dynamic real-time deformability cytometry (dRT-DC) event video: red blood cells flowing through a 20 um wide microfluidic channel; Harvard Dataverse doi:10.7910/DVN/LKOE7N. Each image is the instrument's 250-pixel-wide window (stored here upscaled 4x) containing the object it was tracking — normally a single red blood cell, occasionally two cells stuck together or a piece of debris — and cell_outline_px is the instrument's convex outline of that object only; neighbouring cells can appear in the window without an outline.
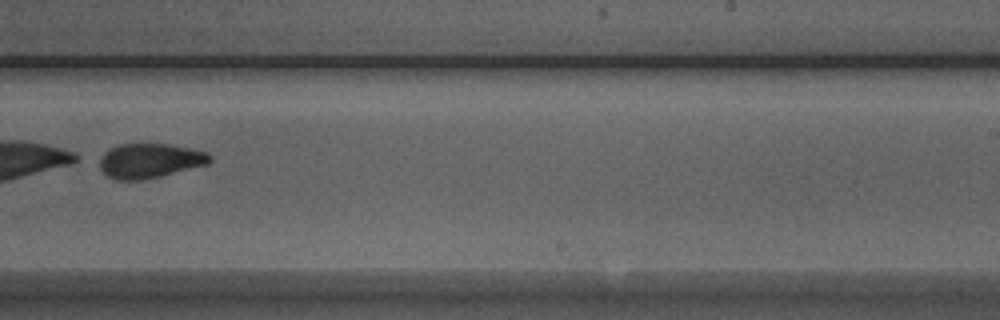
{"species": "Egyptian fruit bat (a non-hibernating species)", "species_latin": "Rousettus aegyptiacus", "temperature_condition": "room temperature", "stored_images_in_passage": 37, "camera_frame_rate_fps": 3000, "um_per_image_px": 0.085, "animal": {"sex": "male"}, "frame": {"image": 1, "passage_image": 21, "time_ms": 6.667, "image_size_px": [1000, 320], "cell_outline_px": [[212, 160], [208, 164], [160, 176], [140, 180], [116, 180], [108, 176], [100, 168], [100, 160], [104, 152], [116, 144], [168, 144], [192, 148], [204, 152], [212, 156]], "centroid_in_image_um": [12.73, 13.65], "position_along_channel_um": 276.3, "area_um2": 22.14}}
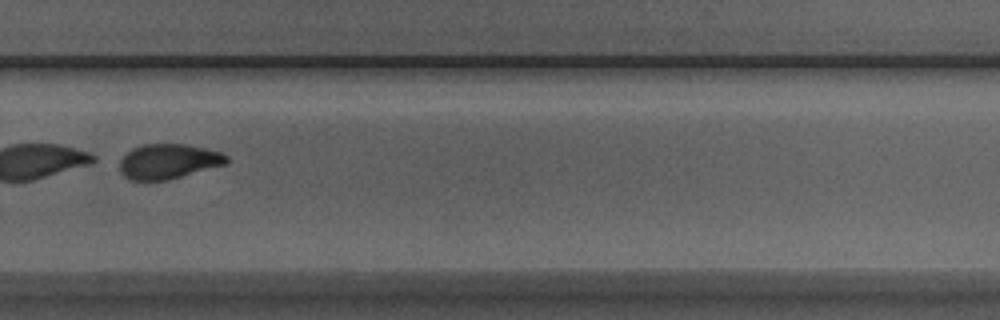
{"frame": {"image": 2, "passage_image": 24, "time_ms": 7.667, "image_size_px": [1000, 320], "cell_outline_px": [[228, 164], [164, 180], [132, 180], [124, 176], [120, 172], [120, 160], [132, 148], [144, 144], [184, 144], [224, 152], [228, 156]], "centroid_in_image_um": [14.34, 13.71], "position_along_channel_um": 315.5, "area_um2": 21.62}}